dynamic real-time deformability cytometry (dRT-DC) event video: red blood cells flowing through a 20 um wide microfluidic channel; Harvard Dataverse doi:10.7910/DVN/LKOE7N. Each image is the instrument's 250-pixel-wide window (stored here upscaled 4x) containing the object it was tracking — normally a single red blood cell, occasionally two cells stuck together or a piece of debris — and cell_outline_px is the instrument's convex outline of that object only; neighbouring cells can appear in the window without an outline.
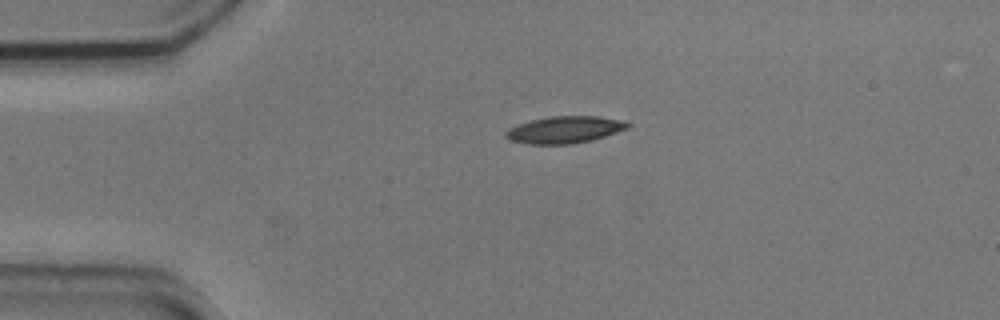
{"species": "common noctule bat (a hibernating species)", "species_latin": "Nyctalus noctula", "temperature_condition": "cold", "stored_images_in_passage": 43, "camera_frame_rate_fps": 3000, "um_per_image_px": 0.085, "animal": {"sex": "male", "body_mass_g": 20.5, "forearm_length_mm": 52.5}, "frame": {"image": 1, "passage_image": 1, "time_ms": 0.0, "image_size_px": [1000, 320], "cell_outline_px": [[632, 124], [628, 128], [592, 140], [572, 144], [528, 144], [512, 140], [504, 136], [504, 132], [508, 128], [516, 124], [532, 120], [552, 116], [596, 116], [620, 120]], "centroid_in_image_um": [47.96, 11.03], "position_along_channel_um": 37.0, "area_um2": 19.07}}
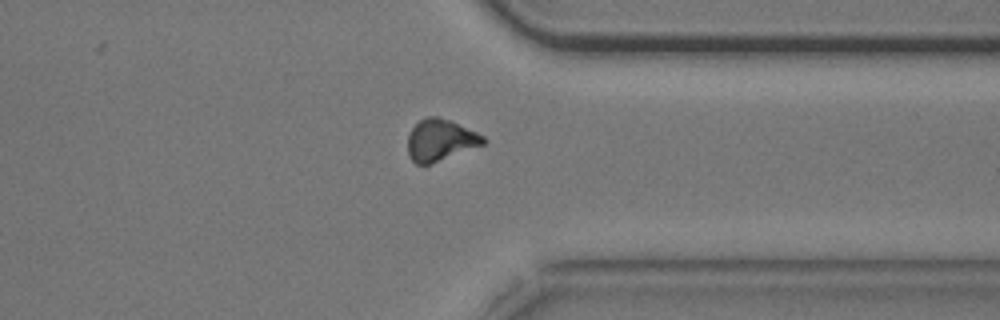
{"frame": {"image": 2, "passage_image": 31, "time_ms": 10.0, "image_size_px": [1000, 320], "cell_outline_px": [[488, 140], [484, 144], [428, 164], [416, 164], [408, 156], [408, 136], [412, 128], [420, 120], [428, 116], [436, 116], [448, 120], [476, 132], [484, 136]], "centroid_in_image_um": [37.41, 11.9], "position_along_channel_um": 374.0, "area_um2": 17.92}}
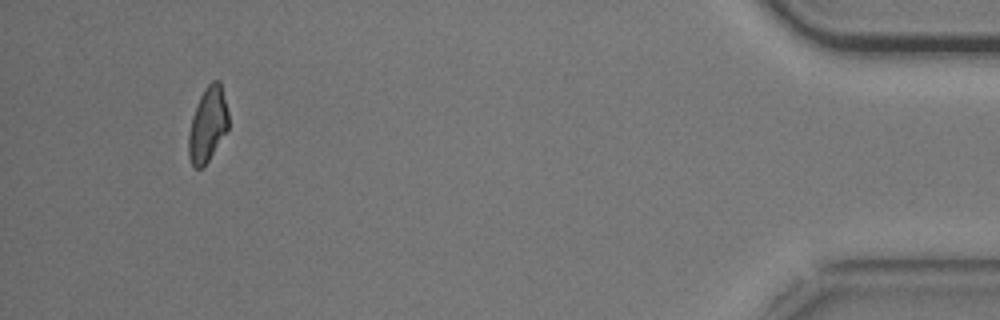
{"frame": {"image": 3, "passage_image": 40, "time_ms": 13.0, "image_size_px": [1000, 320], "cell_outline_px": [[228, 128], [208, 160], [200, 168], [196, 168], [192, 164], [188, 156], [188, 136], [192, 116], [200, 96], [204, 88], [212, 80], [220, 80], [228, 112]], "centroid_in_image_um": [17.64, 10.54], "position_along_channel_um": 417.6, "area_um2": 17.11}, "authors_computed_cell_mechanics": {"area_um2": 18.6116, "velocity_mm_per_s": 3.7219, "shape_relaxation_time_tau1_ms": 3.7566, "shape_relaxation_time_tau2_ms": 5.972, "deformation_change_tau1": 0.1359, "deformation_change_tau2": 0.1486}}